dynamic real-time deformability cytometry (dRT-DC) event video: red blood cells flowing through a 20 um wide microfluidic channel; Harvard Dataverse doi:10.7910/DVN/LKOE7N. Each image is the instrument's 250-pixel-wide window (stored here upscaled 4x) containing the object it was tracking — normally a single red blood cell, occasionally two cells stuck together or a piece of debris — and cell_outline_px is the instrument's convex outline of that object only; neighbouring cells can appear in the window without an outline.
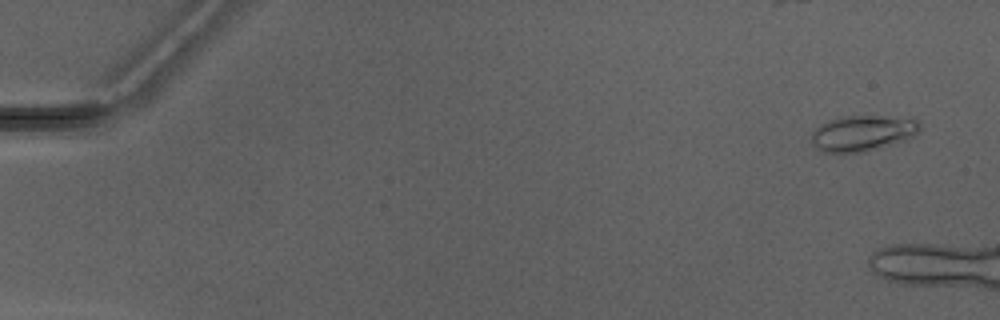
{"species": "Egyptian fruit bat (a non-hibernating species)", "species_latin": "Rousettus aegyptiacus", "temperature_condition": "warm", "stored_images_in_passage": 5, "camera_frame_rate_fps": 3000, "um_per_image_px": 0.085, "animal": {"sex": "male"}, "frame": {"image": 1, "passage_image": 1, "time_ms": 0.0, "image_size_px": [1000, 320], "cell_outline_px": [[920, 132], [908, 140], [864, 152], [824, 152], [816, 148], [812, 144], [812, 132], [820, 124], [828, 120], [848, 116], [916, 116], [920, 120]], "centroid_in_image_um": [73.43, 11.3], "position_along_channel_um": 11.6, "area_um2": 23.12}}